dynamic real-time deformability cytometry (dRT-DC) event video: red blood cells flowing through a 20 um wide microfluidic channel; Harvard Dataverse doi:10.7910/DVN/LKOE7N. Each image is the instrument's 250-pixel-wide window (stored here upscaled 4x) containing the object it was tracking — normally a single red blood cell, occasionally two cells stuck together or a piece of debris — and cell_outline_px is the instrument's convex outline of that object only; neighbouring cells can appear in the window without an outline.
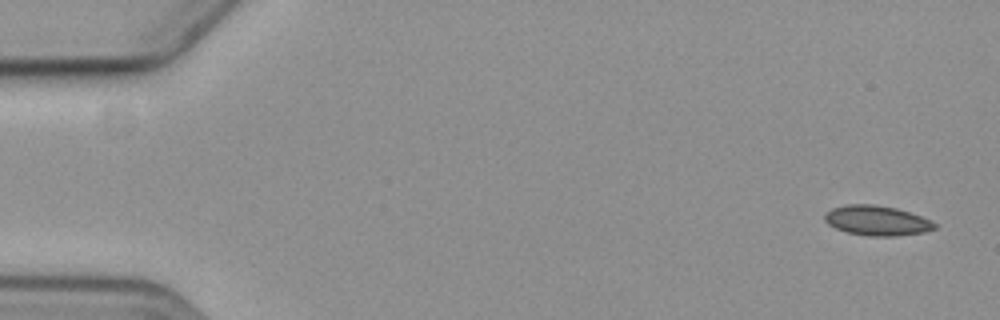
{"species": "common noctule bat (a hibernating species)", "species_latin": "Nyctalus noctula", "temperature_condition": "cold", "stored_images_in_passage": 8, "camera_frame_rate_fps": 3000, "um_per_image_px": 0.085, "animal": {"sex": "female", "body_mass_g": 19.3, "forearm_length_mm": 54.1}, "frame": {"image": 1, "passage_image": 1, "time_ms": 0.0, "image_size_px": [1000, 320], "cell_outline_px": [[936, 228], [924, 232], [896, 236], [868, 236], [848, 232], [836, 228], [828, 224], [824, 220], [824, 216], [832, 208], [848, 204], [872, 204], [896, 208], [920, 216], [936, 224]], "centroid_in_image_um": [74.52, 18.75], "position_along_channel_um": 10.5, "area_um2": 18.9}}
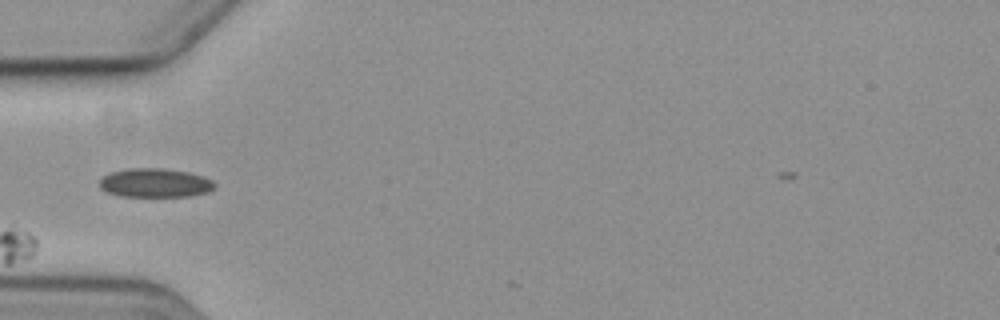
{"frame": {"image": 2, "passage_image": 5, "time_ms": 5.667, "image_size_px": [1000, 320], "cell_outline_px": [[216, 184], [208, 192], [192, 196], [120, 196], [108, 192], [100, 188], [100, 180], [104, 176], [112, 172], [132, 168], [164, 168], [188, 172], [212, 180]], "centroid_in_image_um": [13.19, 15.55], "position_along_channel_um": 71.8, "area_um2": 19.19}}